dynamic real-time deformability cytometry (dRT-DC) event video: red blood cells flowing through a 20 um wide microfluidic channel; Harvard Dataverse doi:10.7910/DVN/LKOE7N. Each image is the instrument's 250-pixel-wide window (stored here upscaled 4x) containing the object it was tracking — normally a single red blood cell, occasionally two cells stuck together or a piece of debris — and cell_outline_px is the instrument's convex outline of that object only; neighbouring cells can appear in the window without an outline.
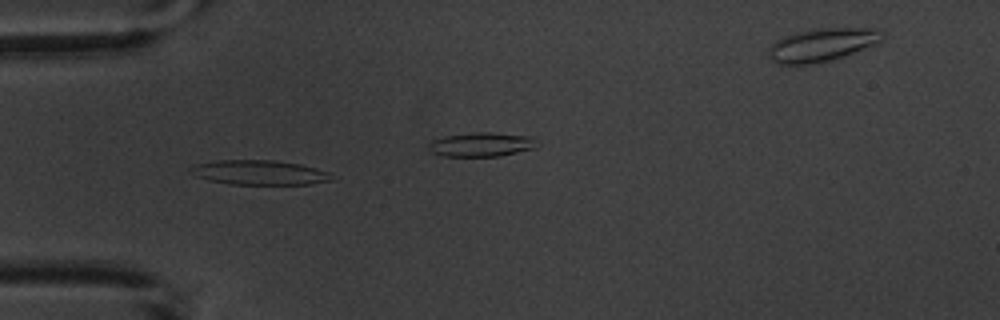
{"species": "common noctule bat (a hibernating species)", "species_latin": "Nyctalus noctula", "temperature_condition": "warm", "stored_images_in_passage": 8, "camera_frame_rate_fps": 3000, "um_per_image_px": 0.085, "animal": {"sex": "male", "body_mass_g": 20.1, "forearm_length_mm": 53.5}, "frame": {"image": 1, "passage_image": 5, "time_ms": 4.667, "image_size_px": [1000, 320], "cell_outline_px": [[336, 180], [312, 184], [228, 184], [208, 180], [196, 176], [188, 168], [196, 164], [216, 160], [272, 160], [300, 164], [316, 168], [328, 172]], "centroid_in_image_um": [22.07, 14.67], "position_along_channel_um": 62.9, "area_um2": 20.29}}
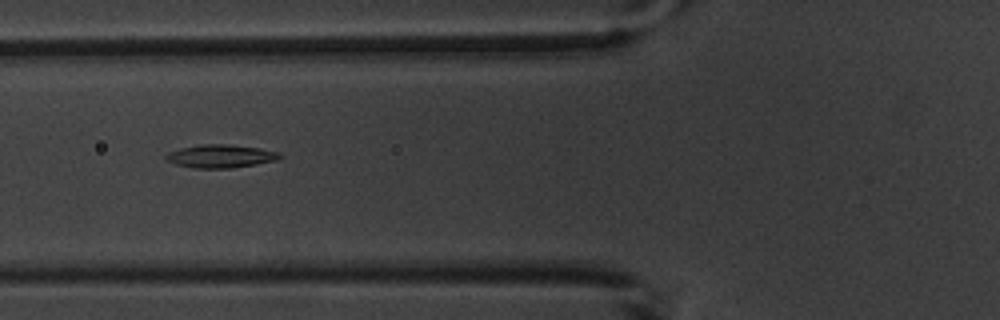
{"frame": {"image": 2, "passage_image": 7, "time_ms": 7.0, "image_size_px": [1000, 320], "cell_outline_px": [[284, 156], [280, 160], [232, 168], [196, 168], [176, 164], [168, 160], [164, 156], [168, 152], [180, 148], [200, 144], [228, 144], [260, 148], [280, 152]], "centroid_in_image_um": [18.82, 13.27], "position_along_channel_um": 107.0, "area_um2": 15.49}}
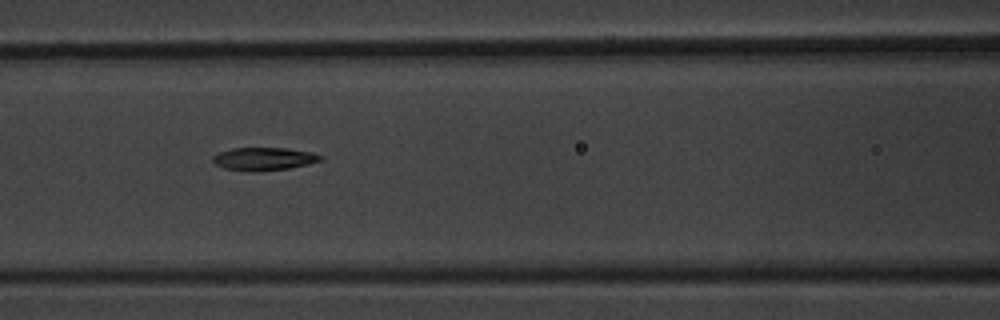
{"frame": {"image": 3, "passage_image": 8, "time_ms": 8.0, "image_size_px": [1000, 320], "cell_outline_px": [[324, 156], [320, 160], [308, 164], [288, 168], [256, 172], [224, 168], [216, 164], [212, 160], [212, 156], [220, 152], [232, 148], [288, 148], [312, 152]], "centroid_in_image_um": [22.43, 13.5], "position_along_channel_um": 144.2, "area_um2": 14.33}}